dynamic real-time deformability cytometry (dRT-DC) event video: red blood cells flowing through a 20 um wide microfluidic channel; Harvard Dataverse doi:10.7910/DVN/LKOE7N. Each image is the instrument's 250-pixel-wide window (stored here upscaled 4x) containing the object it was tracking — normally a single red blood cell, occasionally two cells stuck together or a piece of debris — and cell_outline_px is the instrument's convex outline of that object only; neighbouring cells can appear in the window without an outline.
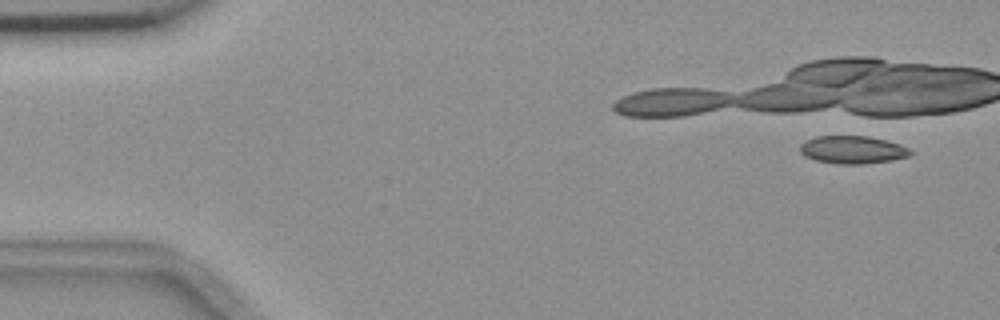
{"species": "common noctule bat (a hibernating species)", "species_latin": "Nyctalus noctula", "temperature_condition": "room temperature", "stored_images_in_passage": 3, "camera_frame_rate_fps": 3000, "um_per_image_px": 0.085, "animal": {"sex": "female", "body_mass_g": 18.4}, "frame": {"image": 1, "passage_image": 1, "time_ms": 0.0, "image_size_px": [1000, 320], "cell_outline_px": [[912, 152], [908, 156], [892, 160], [864, 164], [840, 164], [816, 160], [804, 156], [800, 152], [800, 144], [804, 140], [816, 136], [868, 136], [900, 144], [908, 148]], "centroid_in_image_um": [72.43, 12.72], "position_along_channel_um": 12.6, "area_um2": 17.86}}